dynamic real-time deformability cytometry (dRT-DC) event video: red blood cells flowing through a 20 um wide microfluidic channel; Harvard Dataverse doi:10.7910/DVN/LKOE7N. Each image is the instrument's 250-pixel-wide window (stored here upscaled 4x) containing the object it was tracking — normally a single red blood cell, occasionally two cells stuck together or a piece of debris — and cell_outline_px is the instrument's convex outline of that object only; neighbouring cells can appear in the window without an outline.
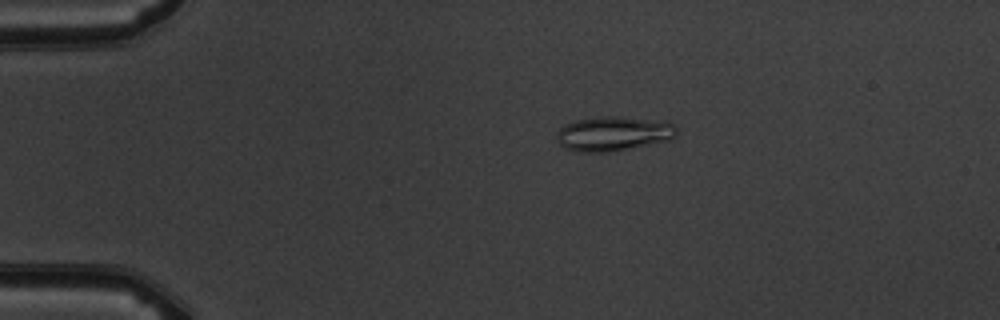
{"species": "common noctule bat (a hibernating species)", "species_latin": "Nyctalus noctula", "temperature_condition": "warm", "stored_images_in_passage": 8, "camera_frame_rate_fps": 3000, "um_per_image_px": 0.085, "animal": {"sex": "male", "body_mass_g": 19.5, "forearm_length_mm": 54.6}, "frame": {"image": 1, "passage_image": 3, "time_ms": 2.333, "image_size_px": [1000, 320], "cell_outline_px": [[676, 132], [668, 140], [608, 152], [576, 152], [564, 148], [556, 140], [556, 132], [564, 124], [576, 120], [608, 116], [612, 116], [672, 124], [676, 128]], "centroid_in_image_um": [51.98, 11.39], "position_along_channel_um": 33.0, "area_um2": 23.35}}
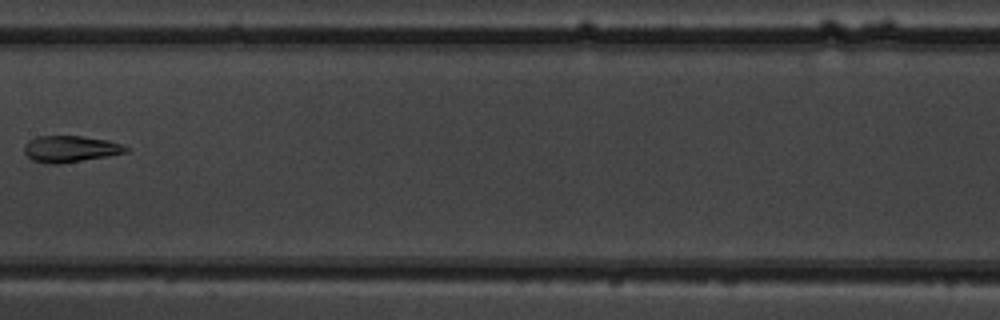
{"frame": {"image": 2, "passage_image": 7, "time_ms": 8.0, "image_size_px": [1000, 320], "cell_outline_px": [[128, 152], [108, 156], [56, 164], [44, 164], [32, 160], [24, 152], [24, 144], [28, 140], [36, 136], [84, 136], [108, 140], [120, 144], [128, 148]], "centroid_in_image_um": [5.94, 12.65], "position_along_channel_um": 201.5, "area_um2": 15.72}}
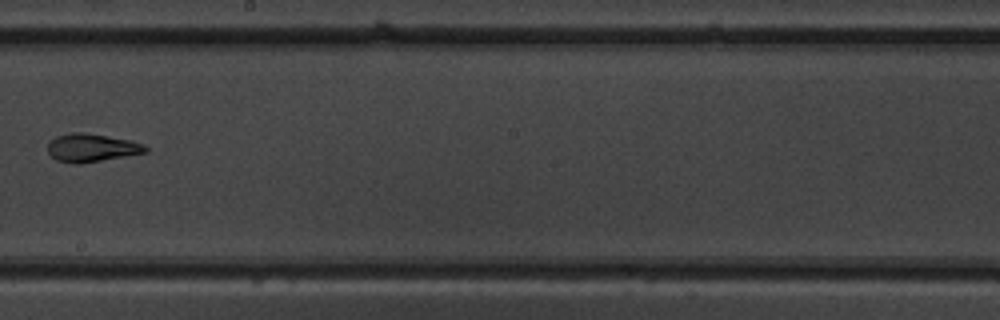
{"frame": {"image": 3, "passage_image": 8, "time_ms": 9.0, "image_size_px": [1000, 320], "cell_outline_px": [[148, 152], [80, 164], [72, 164], [56, 160], [48, 152], [48, 144], [56, 136], [72, 132], [84, 132], [132, 140], [144, 144], [148, 148]], "centroid_in_image_um": [7.8, 12.56], "position_along_channel_um": 240.4, "area_um2": 16.13}}